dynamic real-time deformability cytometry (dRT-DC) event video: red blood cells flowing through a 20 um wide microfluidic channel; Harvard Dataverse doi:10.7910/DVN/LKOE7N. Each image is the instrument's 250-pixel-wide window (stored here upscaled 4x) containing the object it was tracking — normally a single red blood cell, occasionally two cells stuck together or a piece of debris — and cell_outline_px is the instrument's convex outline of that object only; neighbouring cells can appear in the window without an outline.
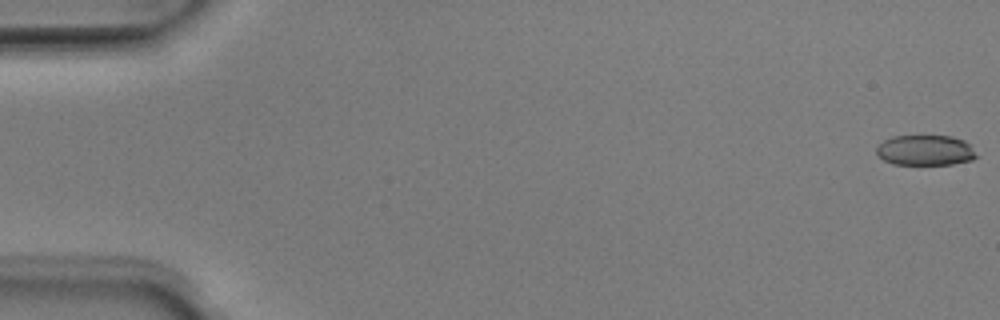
{"species": "Egyptian fruit bat (a non-hibernating species)", "species_latin": "Rousettus aegyptiacus", "temperature_condition": "room temperature", "stored_images_in_passage": 51, "camera_frame_rate_fps": 3000, "um_per_image_px": 0.085, "animal": {"sex": "male"}, "frame": {"image": 1, "passage_image": 1, "time_ms": 0.0, "image_size_px": [1000, 320], "cell_outline_px": [[976, 156], [972, 160], [952, 164], [892, 164], [884, 160], [876, 152], [876, 148], [884, 140], [892, 136], [952, 136], [964, 140], [968, 144]], "centroid_in_image_um": [78.62, 12.77], "position_along_channel_um": 6.4, "area_um2": 17.46}}
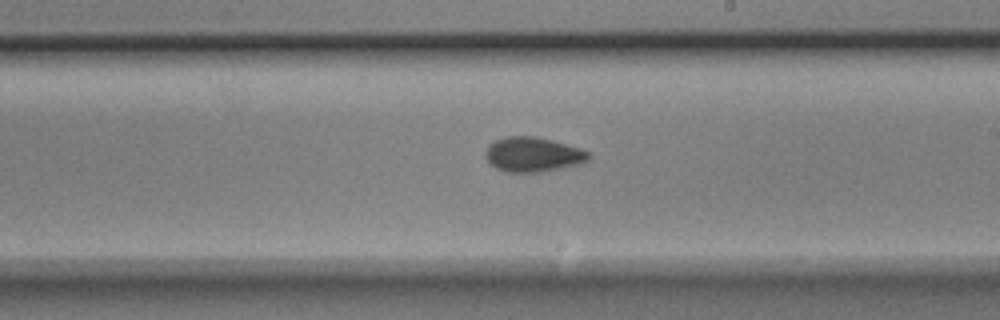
{"frame": {"image": 2, "passage_image": 30, "time_ms": 9.667, "image_size_px": [1000, 320], "cell_outline_px": [[592, 156], [588, 160], [580, 164], [540, 172], [504, 172], [496, 168], [484, 156], [484, 152], [488, 144], [504, 136], [532, 136], [552, 140], [580, 148], [588, 152]], "centroid_in_image_um": [45.28, 13.13], "position_along_channel_um": 243.7, "area_um2": 20.92}}
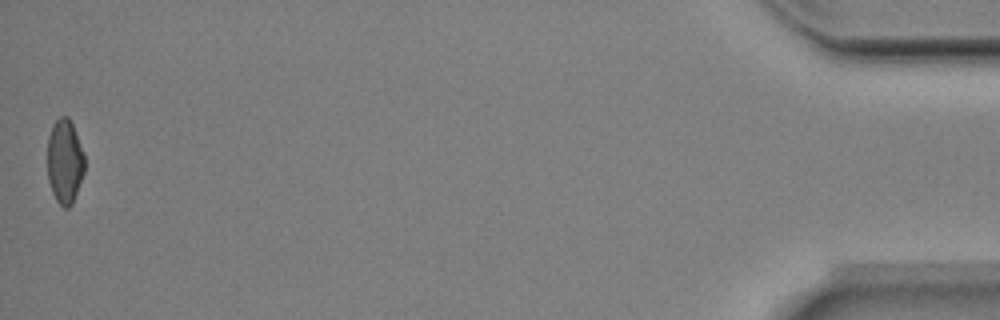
{"frame": {"image": 3, "passage_image": 51, "time_ms": 16.667, "image_size_px": [1000, 320], "cell_outline_px": [[84, 172], [72, 204], [68, 208], [64, 208], [56, 200], [52, 192], [48, 180], [48, 136], [52, 124], [60, 116], [68, 116], [76, 132], [84, 152]], "centroid_in_image_um": [5.5, 13.7], "position_along_channel_um": 429.7, "area_um2": 18.32}, "authors_computed_cell_mechanics": {"area_um2": 19.4786, "velocity_mm_per_s": 4.0051, "shape_relaxation_time_tau1_ms": 4.262, "shape_relaxation_time_tau2_ms": 2.0354, "deformation_change_tau1": 0.1316, "deformation_change_tau2": 0.0544}}